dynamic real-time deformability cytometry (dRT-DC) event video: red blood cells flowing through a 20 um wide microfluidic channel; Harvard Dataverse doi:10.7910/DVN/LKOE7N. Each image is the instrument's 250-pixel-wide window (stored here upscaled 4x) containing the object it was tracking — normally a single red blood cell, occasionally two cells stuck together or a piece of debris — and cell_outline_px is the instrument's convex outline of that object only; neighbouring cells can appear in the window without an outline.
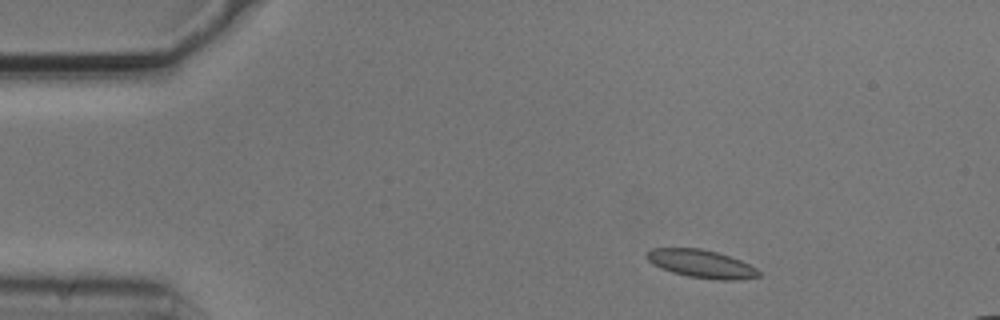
{"species": "common noctule bat (a hibernating species)", "species_latin": "Nyctalus noctula", "temperature_condition": "cold", "stored_images_in_passage": 3, "camera_frame_rate_fps": 3000, "um_per_image_px": 0.085, "animal": {"sex": "male", "body_mass_g": 20.5, "forearm_length_mm": 52.5}, "frame": {"image": 1, "passage_image": 1, "time_ms": 0.0, "image_size_px": [1000, 320], "cell_outline_px": [[760, 276], [736, 280], [720, 280], [688, 276], [672, 272], [660, 268], [652, 264], [644, 256], [644, 252], [652, 248], [700, 248], [716, 252], [740, 260], [756, 268], [760, 272]], "centroid_in_image_um": [59.56, 22.41], "position_along_channel_um": 25.4, "area_um2": 18.26}}